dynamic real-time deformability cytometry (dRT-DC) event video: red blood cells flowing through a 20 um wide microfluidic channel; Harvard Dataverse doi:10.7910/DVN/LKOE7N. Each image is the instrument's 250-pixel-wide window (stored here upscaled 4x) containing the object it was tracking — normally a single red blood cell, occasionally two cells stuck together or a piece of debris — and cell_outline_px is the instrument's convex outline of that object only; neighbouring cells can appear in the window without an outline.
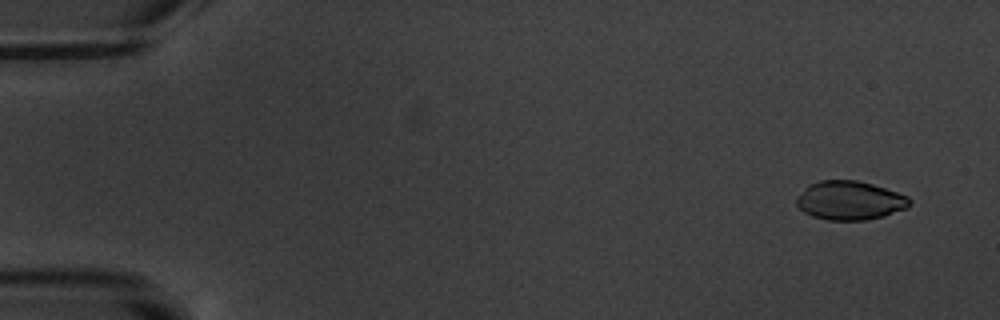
{"species": "common noctule bat (a hibernating species)", "species_latin": "Nyctalus noctula", "temperature_condition": "warm", "stored_images_in_passage": 6, "camera_frame_rate_fps": 3000, "um_per_image_px": 0.085, "animal": {"sex": "male", "body_mass_g": 20.1, "forearm_length_mm": 53.5}, "frame": {"image": 1, "passage_image": 1, "time_ms": 0.0, "image_size_px": [1000, 320], "cell_outline_px": [[912, 204], [908, 208], [884, 216], [864, 220], [828, 220], [812, 216], [804, 212], [796, 204], [796, 196], [808, 184], [820, 180], [856, 180], [872, 184], [908, 196], [912, 200]], "centroid_in_image_um": [72.23, 17.04], "position_along_channel_um": 12.8, "area_um2": 25.78}}